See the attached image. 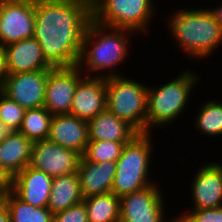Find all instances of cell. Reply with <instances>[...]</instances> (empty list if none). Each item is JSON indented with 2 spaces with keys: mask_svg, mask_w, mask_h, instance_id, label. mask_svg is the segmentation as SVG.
I'll return each mask as SVG.
<instances>
[{
  "mask_svg": "<svg viewBox=\"0 0 222 222\" xmlns=\"http://www.w3.org/2000/svg\"><path fill=\"white\" fill-rule=\"evenodd\" d=\"M91 20V0H35L33 37L52 68L78 65Z\"/></svg>",
  "mask_w": 222,
  "mask_h": 222,
  "instance_id": "obj_1",
  "label": "cell"
},
{
  "mask_svg": "<svg viewBox=\"0 0 222 222\" xmlns=\"http://www.w3.org/2000/svg\"><path fill=\"white\" fill-rule=\"evenodd\" d=\"M133 34L137 33L129 29L101 25L92 19L83 38L82 53L77 66L85 76H123L117 66L130 58L129 44L132 43L130 39Z\"/></svg>",
  "mask_w": 222,
  "mask_h": 222,
  "instance_id": "obj_2",
  "label": "cell"
},
{
  "mask_svg": "<svg viewBox=\"0 0 222 222\" xmlns=\"http://www.w3.org/2000/svg\"><path fill=\"white\" fill-rule=\"evenodd\" d=\"M172 12L165 23L168 24L166 27L172 35L174 47L182 50V54L193 61H204L220 49L222 26L216 21L209 7L179 8Z\"/></svg>",
  "mask_w": 222,
  "mask_h": 222,
  "instance_id": "obj_3",
  "label": "cell"
},
{
  "mask_svg": "<svg viewBox=\"0 0 222 222\" xmlns=\"http://www.w3.org/2000/svg\"><path fill=\"white\" fill-rule=\"evenodd\" d=\"M179 72L176 77L157 87L148 85L146 133L153 134L154 129L159 127L167 128L178 120L181 114L188 110L186 107L193 102L190 101L193 95L191 93L198 88V83H201L199 81L203 78L189 67Z\"/></svg>",
  "mask_w": 222,
  "mask_h": 222,
  "instance_id": "obj_4",
  "label": "cell"
},
{
  "mask_svg": "<svg viewBox=\"0 0 222 222\" xmlns=\"http://www.w3.org/2000/svg\"><path fill=\"white\" fill-rule=\"evenodd\" d=\"M152 134L138 133L125 144L122 154L116 161V174L111 192L116 196L140 191L152 184L151 168L154 140ZM152 140V141H151Z\"/></svg>",
  "mask_w": 222,
  "mask_h": 222,
  "instance_id": "obj_5",
  "label": "cell"
},
{
  "mask_svg": "<svg viewBox=\"0 0 222 222\" xmlns=\"http://www.w3.org/2000/svg\"><path fill=\"white\" fill-rule=\"evenodd\" d=\"M107 110L146 133L148 85L126 75L106 78Z\"/></svg>",
  "mask_w": 222,
  "mask_h": 222,
  "instance_id": "obj_6",
  "label": "cell"
},
{
  "mask_svg": "<svg viewBox=\"0 0 222 222\" xmlns=\"http://www.w3.org/2000/svg\"><path fill=\"white\" fill-rule=\"evenodd\" d=\"M91 1L94 21L109 27L129 29L137 35L151 32L150 21H154L158 13L157 4L153 0Z\"/></svg>",
  "mask_w": 222,
  "mask_h": 222,
  "instance_id": "obj_7",
  "label": "cell"
},
{
  "mask_svg": "<svg viewBox=\"0 0 222 222\" xmlns=\"http://www.w3.org/2000/svg\"><path fill=\"white\" fill-rule=\"evenodd\" d=\"M157 182L120 197V222H176L175 217L166 219V201Z\"/></svg>",
  "mask_w": 222,
  "mask_h": 222,
  "instance_id": "obj_8",
  "label": "cell"
},
{
  "mask_svg": "<svg viewBox=\"0 0 222 222\" xmlns=\"http://www.w3.org/2000/svg\"><path fill=\"white\" fill-rule=\"evenodd\" d=\"M35 0H0V45L34 35Z\"/></svg>",
  "mask_w": 222,
  "mask_h": 222,
  "instance_id": "obj_9",
  "label": "cell"
},
{
  "mask_svg": "<svg viewBox=\"0 0 222 222\" xmlns=\"http://www.w3.org/2000/svg\"><path fill=\"white\" fill-rule=\"evenodd\" d=\"M84 76L77 65L49 69L44 108L52 115L70 113L75 89Z\"/></svg>",
  "mask_w": 222,
  "mask_h": 222,
  "instance_id": "obj_10",
  "label": "cell"
},
{
  "mask_svg": "<svg viewBox=\"0 0 222 222\" xmlns=\"http://www.w3.org/2000/svg\"><path fill=\"white\" fill-rule=\"evenodd\" d=\"M48 70L8 74L0 89L22 108L44 107Z\"/></svg>",
  "mask_w": 222,
  "mask_h": 222,
  "instance_id": "obj_11",
  "label": "cell"
},
{
  "mask_svg": "<svg viewBox=\"0 0 222 222\" xmlns=\"http://www.w3.org/2000/svg\"><path fill=\"white\" fill-rule=\"evenodd\" d=\"M81 155L50 140L34 142L29 166L52 177L78 172Z\"/></svg>",
  "mask_w": 222,
  "mask_h": 222,
  "instance_id": "obj_12",
  "label": "cell"
},
{
  "mask_svg": "<svg viewBox=\"0 0 222 222\" xmlns=\"http://www.w3.org/2000/svg\"><path fill=\"white\" fill-rule=\"evenodd\" d=\"M190 181L191 209L222 206V162L209 161L195 170Z\"/></svg>",
  "mask_w": 222,
  "mask_h": 222,
  "instance_id": "obj_13",
  "label": "cell"
},
{
  "mask_svg": "<svg viewBox=\"0 0 222 222\" xmlns=\"http://www.w3.org/2000/svg\"><path fill=\"white\" fill-rule=\"evenodd\" d=\"M106 78L84 76L74 92L70 114L89 121L107 109Z\"/></svg>",
  "mask_w": 222,
  "mask_h": 222,
  "instance_id": "obj_14",
  "label": "cell"
},
{
  "mask_svg": "<svg viewBox=\"0 0 222 222\" xmlns=\"http://www.w3.org/2000/svg\"><path fill=\"white\" fill-rule=\"evenodd\" d=\"M47 139L83 156L89 142L88 122L70 113L53 115Z\"/></svg>",
  "mask_w": 222,
  "mask_h": 222,
  "instance_id": "obj_15",
  "label": "cell"
},
{
  "mask_svg": "<svg viewBox=\"0 0 222 222\" xmlns=\"http://www.w3.org/2000/svg\"><path fill=\"white\" fill-rule=\"evenodd\" d=\"M3 48L8 74L52 69L44 59L41 46L34 37L22 39Z\"/></svg>",
  "mask_w": 222,
  "mask_h": 222,
  "instance_id": "obj_16",
  "label": "cell"
},
{
  "mask_svg": "<svg viewBox=\"0 0 222 222\" xmlns=\"http://www.w3.org/2000/svg\"><path fill=\"white\" fill-rule=\"evenodd\" d=\"M53 177L29 165L14 176L12 192L34 207H47Z\"/></svg>",
  "mask_w": 222,
  "mask_h": 222,
  "instance_id": "obj_17",
  "label": "cell"
},
{
  "mask_svg": "<svg viewBox=\"0 0 222 222\" xmlns=\"http://www.w3.org/2000/svg\"><path fill=\"white\" fill-rule=\"evenodd\" d=\"M78 176L83 199L111 192L116 161L91 162L81 156Z\"/></svg>",
  "mask_w": 222,
  "mask_h": 222,
  "instance_id": "obj_18",
  "label": "cell"
},
{
  "mask_svg": "<svg viewBox=\"0 0 222 222\" xmlns=\"http://www.w3.org/2000/svg\"><path fill=\"white\" fill-rule=\"evenodd\" d=\"M89 141L129 142L138 132L107 109L88 121Z\"/></svg>",
  "mask_w": 222,
  "mask_h": 222,
  "instance_id": "obj_19",
  "label": "cell"
},
{
  "mask_svg": "<svg viewBox=\"0 0 222 222\" xmlns=\"http://www.w3.org/2000/svg\"><path fill=\"white\" fill-rule=\"evenodd\" d=\"M33 144L19 131H11L0 143V163L13 177L30 164Z\"/></svg>",
  "mask_w": 222,
  "mask_h": 222,
  "instance_id": "obj_20",
  "label": "cell"
},
{
  "mask_svg": "<svg viewBox=\"0 0 222 222\" xmlns=\"http://www.w3.org/2000/svg\"><path fill=\"white\" fill-rule=\"evenodd\" d=\"M83 202L77 172L53 177L47 208L53 213Z\"/></svg>",
  "mask_w": 222,
  "mask_h": 222,
  "instance_id": "obj_21",
  "label": "cell"
},
{
  "mask_svg": "<svg viewBox=\"0 0 222 222\" xmlns=\"http://www.w3.org/2000/svg\"><path fill=\"white\" fill-rule=\"evenodd\" d=\"M88 222H120V197L112 192L83 199Z\"/></svg>",
  "mask_w": 222,
  "mask_h": 222,
  "instance_id": "obj_22",
  "label": "cell"
},
{
  "mask_svg": "<svg viewBox=\"0 0 222 222\" xmlns=\"http://www.w3.org/2000/svg\"><path fill=\"white\" fill-rule=\"evenodd\" d=\"M220 100H207L196 107L198 113L194 116V123H191L196 127L194 130L204 137L211 136L212 139L222 137V101Z\"/></svg>",
  "mask_w": 222,
  "mask_h": 222,
  "instance_id": "obj_23",
  "label": "cell"
},
{
  "mask_svg": "<svg viewBox=\"0 0 222 222\" xmlns=\"http://www.w3.org/2000/svg\"><path fill=\"white\" fill-rule=\"evenodd\" d=\"M10 214V222H53V213L47 207H34L19 199L12 191L1 196Z\"/></svg>",
  "mask_w": 222,
  "mask_h": 222,
  "instance_id": "obj_24",
  "label": "cell"
},
{
  "mask_svg": "<svg viewBox=\"0 0 222 222\" xmlns=\"http://www.w3.org/2000/svg\"><path fill=\"white\" fill-rule=\"evenodd\" d=\"M53 115L44 107L25 110L19 132L33 142L46 140L49 136Z\"/></svg>",
  "mask_w": 222,
  "mask_h": 222,
  "instance_id": "obj_25",
  "label": "cell"
},
{
  "mask_svg": "<svg viewBox=\"0 0 222 222\" xmlns=\"http://www.w3.org/2000/svg\"><path fill=\"white\" fill-rule=\"evenodd\" d=\"M128 142L89 141L83 157L91 162L117 161Z\"/></svg>",
  "mask_w": 222,
  "mask_h": 222,
  "instance_id": "obj_26",
  "label": "cell"
},
{
  "mask_svg": "<svg viewBox=\"0 0 222 222\" xmlns=\"http://www.w3.org/2000/svg\"><path fill=\"white\" fill-rule=\"evenodd\" d=\"M25 109L0 90V120L11 131H19L22 126Z\"/></svg>",
  "mask_w": 222,
  "mask_h": 222,
  "instance_id": "obj_27",
  "label": "cell"
},
{
  "mask_svg": "<svg viewBox=\"0 0 222 222\" xmlns=\"http://www.w3.org/2000/svg\"><path fill=\"white\" fill-rule=\"evenodd\" d=\"M175 217L176 222H222V206L209 209H190Z\"/></svg>",
  "mask_w": 222,
  "mask_h": 222,
  "instance_id": "obj_28",
  "label": "cell"
},
{
  "mask_svg": "<svg viewBox=\"0 0 222 222\" xmlns=\"http://www.w3.org/2000/svg\"><path fill=\"white\" fill-rule=\"evenodd\" d=\"M53 222H88L87 210L83 202L53 215Z\"/></svg>",
  "mask_w": 222,
  "mask_h": 222,
  "instance_id": "obj_29",
  "label": "cell"
},
{
  "mask_svg": "<svg viewBox=\"0 0 222 222\" xmlns=\"http://www.w3.org/2000/svg\"><path fill=\"white\" fill-rule=\"evenodd\" d=\"M13 180H14V177L0 163V197L12 191Z\"/></svg>",
  "mask_w": 222,
  "mask_h": 222,
  "instance_id": "obj_30",
  "label": "cell"
},
{
  "mask_svg": "<svg viewBox=\"0 0 222 222\" xmlns=\"http://www.w3.org/2000/svg\"><path fill=\"white\" fill-rule=\"evenodd\" d=\"M8 73L6 70L5 52L4 48L0 45V89L3 87Z\"/></svg>",
  "mask_w": 222,
  "mask_h": 222,
  "instance_id": "obj_31",
  "label": "cell"
},
{
  "mask_svg": "<svg viewBox=\"0 0 222 222\" xmlns=\"http://www.w3.org/2000/svg\"><path fill=\"white\" fill-rule=\"evenodd\" d=\"M0 222H10V214L5 201L0 197Z\"/></svg>",
  "mask_w": 222,
  "mask_h": 222,
  "instance_id": "obj_32",
  "label": "cell"
},
{
  "mask_svg": "<svg viewBox=\"0 0 222 222\" xmlns=\"http://www.w3.org/2000/svg\"><path fill=\"white\" fill-rule=\"evenodd\" d=\"M209 9L215 15L216 21L222 26V3L220 2L219 5L217 4V6L210 7Z\"/></svg>",
  "mask_w": 222,
  "mask_h": 222,
  "instance_id": "obj_33",
  "label": "cell"
},
{
  "mask_svg": "<svg viewBox=\"0 0 222 222\" xmlns=\"http://www.w3.org/2000/svg\"><path fill=\"white\" fill-rule=\"evenodd\" d=\"M11 133V130L0 120V143Z\"/></svg>",
  "mask_w": 222,
  "mask_h": 222,
  "instance_id": "obj_34",
  "label": "cell"
}]
</instances>
